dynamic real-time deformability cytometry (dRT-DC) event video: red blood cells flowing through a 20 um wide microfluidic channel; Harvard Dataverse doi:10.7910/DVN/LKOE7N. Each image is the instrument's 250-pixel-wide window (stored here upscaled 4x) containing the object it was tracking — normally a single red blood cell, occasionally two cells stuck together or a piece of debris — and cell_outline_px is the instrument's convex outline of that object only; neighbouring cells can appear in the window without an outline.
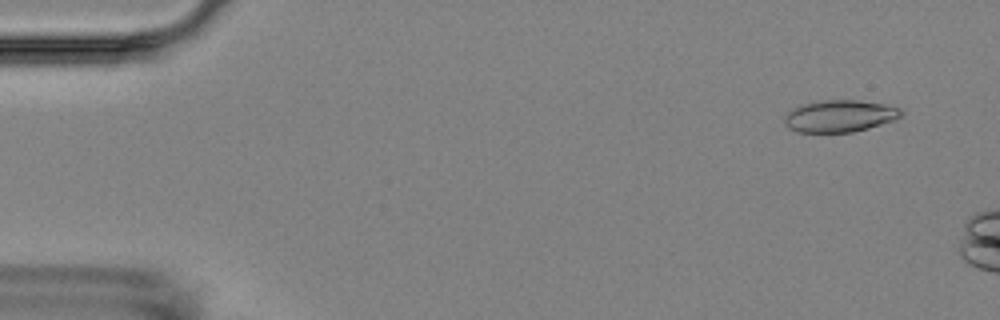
{"species": "Egyptian fruit bat (a non-hibernating species)", "species_latin": "Rousettus aegyptiacus", "temperature_condition": "room temperature", "stored_images_in_passage": 4, "segment_of_instrument_passage": [2, 2], "camera_frame_rate_fps": 3000, "um_per_image_px": 0.085, "animal": {"sex": "female"}, "frame": {"image": 1, "passage_image": 4, "time_ms": 4.333, "image_size_px": [1000, 320], "cell_outline_px": [[904, 112], [896, 120], [868, 128], [852, 132], [800, 132], [788, 128], [784, 124], [784, 116], [792, 108], [800, 104], [820, 100], [860, 100], [884, 104], [900, 108]], "centroid_in_image_um": [71.36, 9.85], "position_along_channel_um": 13.6, "area_um2": 21.96}}